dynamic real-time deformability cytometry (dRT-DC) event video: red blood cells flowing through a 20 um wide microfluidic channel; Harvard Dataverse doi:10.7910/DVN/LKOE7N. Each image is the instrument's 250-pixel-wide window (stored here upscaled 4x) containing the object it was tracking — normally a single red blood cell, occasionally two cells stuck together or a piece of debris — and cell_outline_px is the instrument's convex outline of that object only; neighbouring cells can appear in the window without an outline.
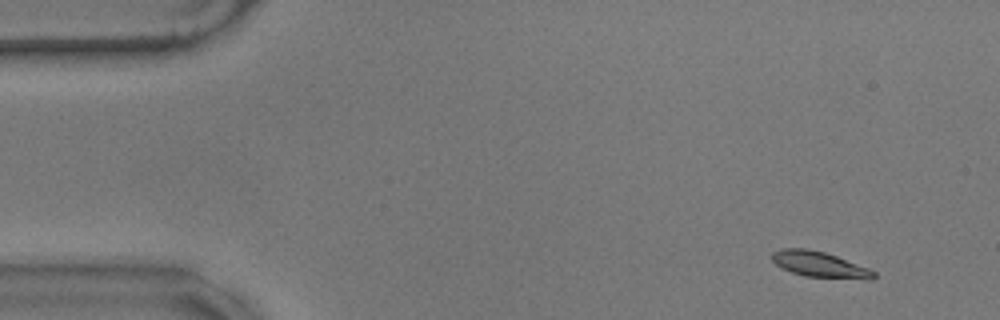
{"species": "common noctule bat (a hibernating species)", "species_latin": "Nyctalus noctula", "temperature_condition": "warm", "stored_images_in_passage": 59, "camera_frame_rate_fps": 3000, "um_per_image_px": 0.085, "animal": {"sex": "male", "body_mass_g": 17.9}, "frame": {"image": 1, "passage_image": 5, "time_ms": 1.333, "image_size_px": [1000, 320], "cell_outline_px": [[876, 276], [872, 280], [868, 280], [804, 276], [780, 268], [772, 260], [772, 252], [780, 248], [808, 248], [824, 252], [836, 256], [868, 268], [876, 272]], "centroid_in_image_um": [69.66, 22.48], "position_along_channel_um": 15.3, "area_um2": 15.37}}
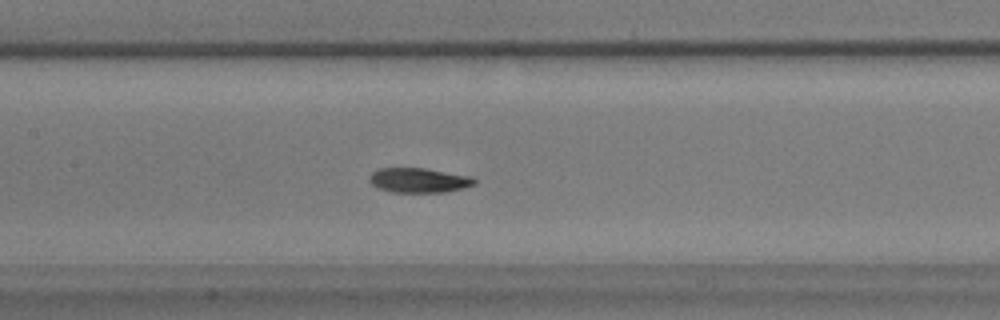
{"frame": {"image": 2, "passage_image": 27, "time_ms": 8.667, "image_size_px": [1000, 320], "cell_outline_px": [[476, 184], [444, 192], [392, 192], [376, 188], [368, 180], [368, 176], [376, 168], [424, 168], [472, 176], [476, 180]], "centroid_in_image_um": [35.55, 15.31], "position_along_channel_um": 171.9, "area_um2": 15.2}}
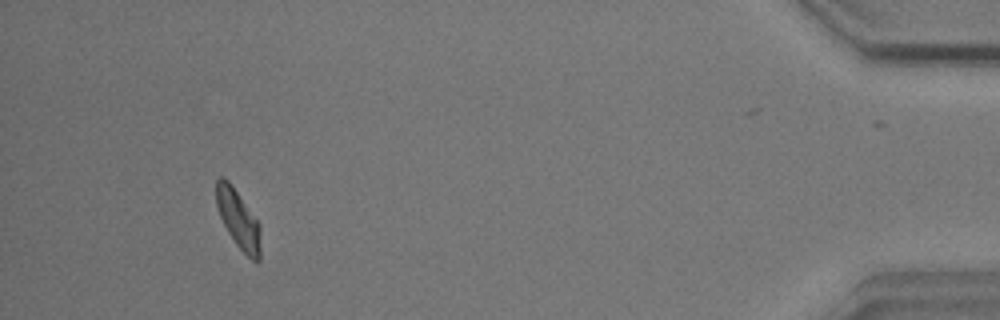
{"frame": {"image": 3, "passage_image": 54, "time_ms": 17.667, "image_size_px": [1000, 320], "cell_outline_px": [[260, 260], [252, 260], [236, 244], [228, 232], [220, 216], [216, 204], [216, 180], [220, 176], [224, 176], [228, 180], [260, 224]], "centroid_in_image_um": [20.24, 18.61], "position_along_channel_um": 415.0, "area_um2": 14.85}, "authors_computed_cell_mechanics": {"area_um2": 15.317, "velocity_mm_per_s": 3.4878, "shape_relaxation_time_tau1_ms": 3.0663, "shape_relaxation_time_tau2_ms": 4.7461, "deformation_change_tau1": 0.1444, "deformation_change_tau2": 0.069}}